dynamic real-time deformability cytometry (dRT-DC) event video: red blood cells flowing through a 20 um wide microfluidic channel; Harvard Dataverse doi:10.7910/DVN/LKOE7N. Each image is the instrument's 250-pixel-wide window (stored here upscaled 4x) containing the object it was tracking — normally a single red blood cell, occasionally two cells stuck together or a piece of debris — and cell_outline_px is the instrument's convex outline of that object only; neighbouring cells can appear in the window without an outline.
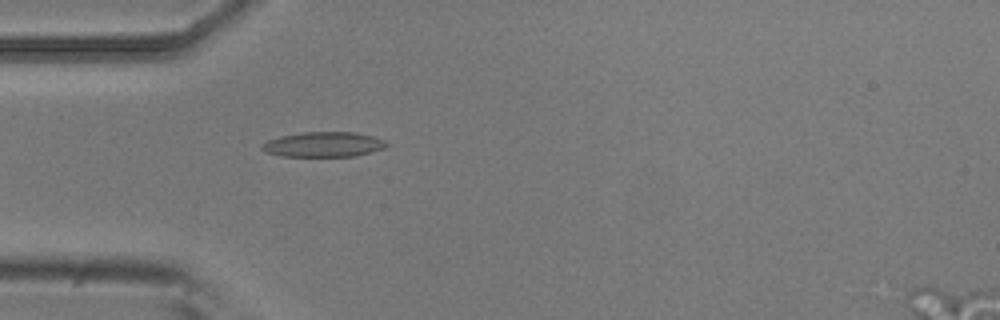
{"species": "common noctule bat (a hibernating species)", "species_latin": "Nyctalus noctula", "temperature_condition": "room temperature", "stored_images_in_passage": 4, "camera_frame_rate_fps": 3000, "um_per_image_px": 0.085, "animal": {"sex": "male", "body_mass_g": 20.5, "forearm_length_mm": 52.5}, "frame": {"image": 1, "passage_image": 4, "time_ms": 1.0, "image_size_px": [1000, 320], "cell_outline_px": [[392, 144], [384, 148], [356, 156], [280, 156], [264, 152], [260, 148], [260, 144], [268, 140], [280, 136], [300, 132], [356, 132], [372, 136], [384, 140]], "centroid_in_image_um": [27.48, 12.27], "position_along_channel_um": 57.5, "area_um2": 18.38}}